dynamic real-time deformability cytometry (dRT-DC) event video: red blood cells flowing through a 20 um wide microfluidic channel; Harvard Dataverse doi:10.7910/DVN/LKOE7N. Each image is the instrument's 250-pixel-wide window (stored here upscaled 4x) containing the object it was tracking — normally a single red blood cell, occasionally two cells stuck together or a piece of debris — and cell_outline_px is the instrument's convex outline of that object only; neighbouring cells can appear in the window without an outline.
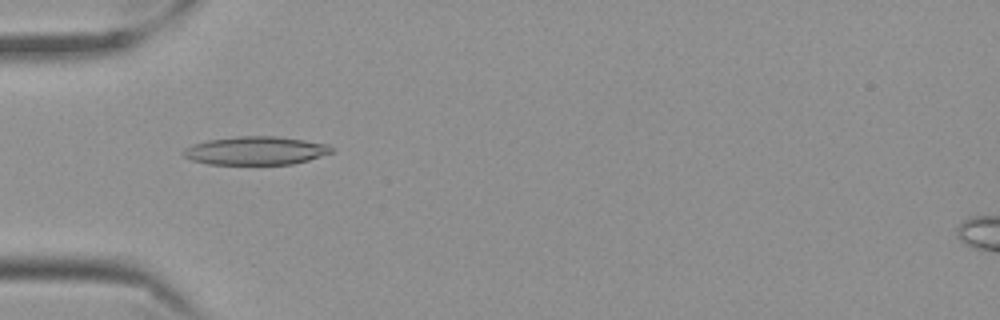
{"species": "Egyptian fruit bat (a non-hibernating species)", "species_latin": "Rousettus aegyptiacus", "temperature_condition": "cold", "stored_images_in_passage": 58, "camera_frame_rate_fps": 3000, "um_per_image_px": 0.085, "frame": {"image": 1, "passage_image": 19, "time_ms": 6.0, "image_size_px": [1000, 320], "cell_outline_px": [[332, 152], [308, 160], [292, 164], [208, 164], [192, 160], [184, 156], [180, 152], [184, 148], [192, 144], [208, 140], [236, 136], [276, 136], [304, 140], [328, 144], [332, 148]], "centroid_in_image_um": [21.69, 12.8], "position_along_channel_um": 63.3, "area_um2": 24.45}}
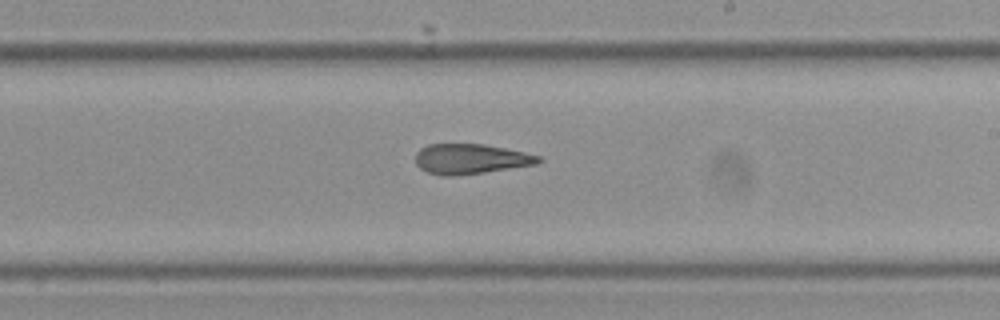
{"frame": {"image": 2, "passage_image": 35, "time_ms": 11.333, "image_size_px": [1000, 320], "cell_outline_px": [[544, 160], [536, 164], [484, 172], [452, 176], [440, 176], [428, 172], [420, 168], [416, 164], [416, 152], [420, 148], [428, 144], [484, 144], [524, 152], [540, 156]], "centroid_in_image_um": [39.98, 13.51], "position_along_channel_um": 249.0, "area_um2": 21.5}}
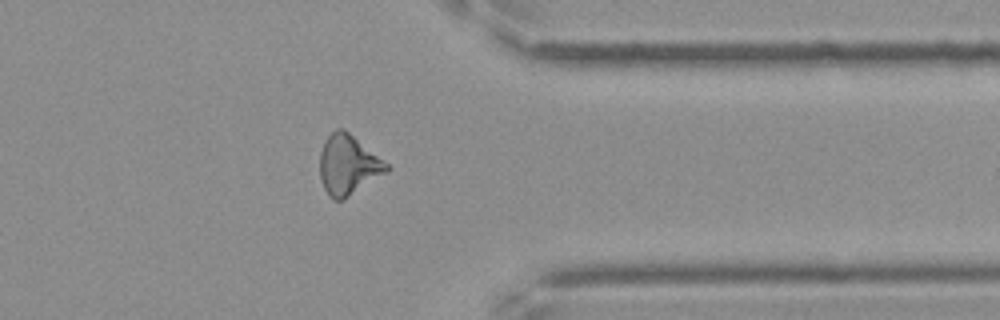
{"frame": {"image": 3, "passage_image": 47, "time_ms": 15.333, "image_size_px": [1000, 320], "cell_outline_px": [[392, 168], [388, 172], [344, 200], [332, 200], [328, 196], [320, 180], [320, 152], [328, 136], [336, 128], [344, 128], [388, 164]], "centroid_in_image_um": [29.6, 14.05], "position_along_channel_um": 381.8, "area_um2": 23.41}, "authors_computed_cell_mechanics": {"area_um2": 22.9466, "velocity_mm_per_s": 3.5071, "shape_relaxation_time_tau1_ms": null, "shape_relaxation_time_tau2_ms": 7.3356, "deformation_change_tau1": null, "deformation_change_tau2": 0.1794}}